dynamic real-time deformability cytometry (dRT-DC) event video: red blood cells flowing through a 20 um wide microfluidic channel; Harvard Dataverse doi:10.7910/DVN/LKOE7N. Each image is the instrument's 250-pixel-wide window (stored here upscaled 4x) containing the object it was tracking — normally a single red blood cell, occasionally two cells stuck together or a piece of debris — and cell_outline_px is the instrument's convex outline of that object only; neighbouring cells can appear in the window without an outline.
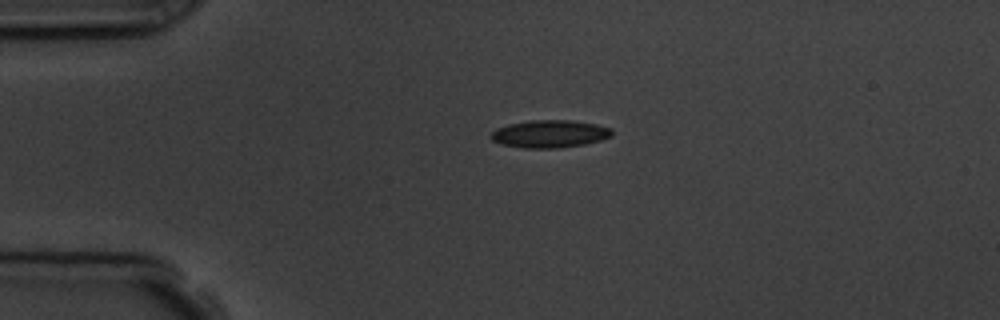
{"species": "common noctule bat (a hibernating species)", "species_latin": "Nyctalus noctula", "temperature_condition": "room temperature", "stored_images_in_passage": 2, "camera_frame_rate_fps": 3000, "um_per_image_px": 0.085, "animal": {"sex": "male", "body_mass_g": 19.5, "forearm_length_mm": 54.6}, "frame": {"image": 1, "passage_image": 1, "time_ms": 0.0, "image_size_px": [1000, 320], "cell_outline_px": [[612, 136], [600, 140], [584, 144], [556, 148], [524, 148], [500, 144], [492, 140], [488, 136], [496, 128], [508, 124], [528, 120], [572, 120], [596, 124], [612, 128]], "centroid_in_image_um": [46.69, 11.37], "position_along_channel_um": 38.3, "area_um2": 19.59}}